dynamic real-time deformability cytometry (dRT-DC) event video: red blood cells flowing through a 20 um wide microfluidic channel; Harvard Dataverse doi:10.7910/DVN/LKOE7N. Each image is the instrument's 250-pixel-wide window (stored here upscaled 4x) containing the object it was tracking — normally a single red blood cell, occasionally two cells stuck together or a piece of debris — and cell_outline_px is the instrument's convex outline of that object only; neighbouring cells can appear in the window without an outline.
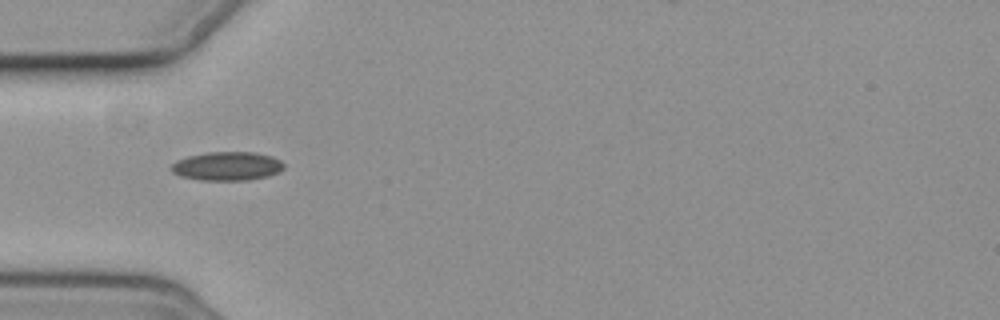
{"species": "common noctule bat (a hibernating species)", "species_latin": "Nyctalus noctula", "temperature_condition": "cold", "stored_images_in_passage": 40, "camera_frame_rate_fps": 3000, "um_per_image_px": 0.085, "animal": {"sex": "female", "body_mass_g": 19.3, "forearm_length_mm": 54.1}, "frame": {"image": 1, "passage_image": 1, "time_ms": 0.0, "image_size_px": [1000, 320], "cell_outline_px": [[284, 168], [280, 172], [268, 176], [248, 180], [200, 180], [180, 176], [172, 172], [168, 168], [176, 160], [188, 156], [208, 152], [256, 152], [272, 156], [280, 160], [284, 164]], "centroid_in_image_um": [19.3, 14.12], "position_along_channel_um": 65.7, "area_um2": 19.07}}
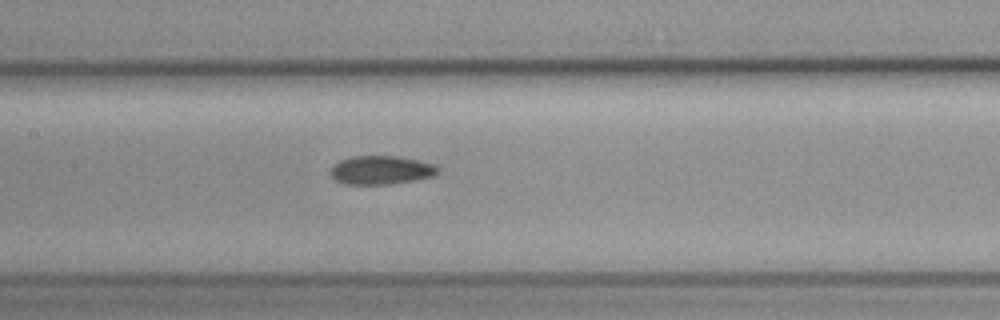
{"frame": {"image": 2, "passage_image": 10, "time_ms": 3.0, "image_size_px": [1000, 320], "cell_outline_px": [[440, 172], [436, 176], [416, 180], [388, 184], [344, 184], [336, 180], [328, 172], [340, 160], [352, 156], [400, 156], [432, 164], [440, 168]], "centroid_in_image_um": [32.42, 14.46], "position_along_channel_um": 175.0, "area_um2": 17.98}}
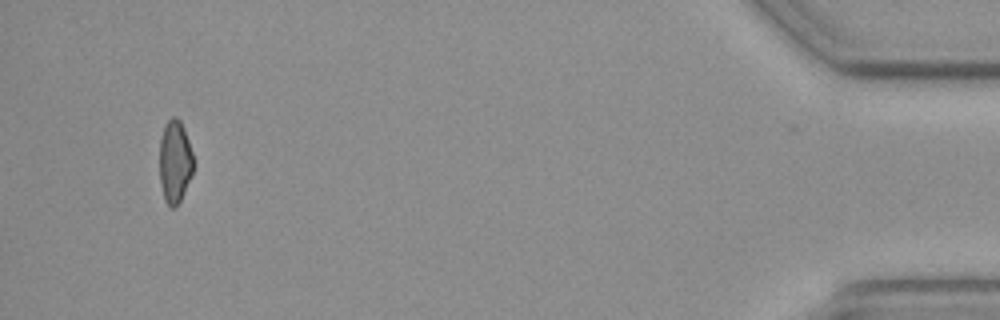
{"frame": {"image": 3, "passage_image": 37, "time_ms": 12.0, "image_size_px": [1000, 320], "cell_outline_px": [[192, 172], [180, 200], [176, 208], [172, 208], [164, 200], [160, 180], [160, 140], [164, 124], [172, 116], [176, 116], [180, 120], [184, 128], [192, 152]], "centroid_in_image_um": [14.84, 13.7], "position_along_channel_um": 420.4, "area_um2": 16.13}, "authors_computed_cell_mechanics": {"area_um2": 17.5134, "velocity_mm_per_s": 3.6549, "shape_relaxation_time_tau1_ms": null, "shape_relaxation_time_tau2_ms": 6.6563, "deformation_change_tau1": null, "deformation_change_tau2": 0.1132}}